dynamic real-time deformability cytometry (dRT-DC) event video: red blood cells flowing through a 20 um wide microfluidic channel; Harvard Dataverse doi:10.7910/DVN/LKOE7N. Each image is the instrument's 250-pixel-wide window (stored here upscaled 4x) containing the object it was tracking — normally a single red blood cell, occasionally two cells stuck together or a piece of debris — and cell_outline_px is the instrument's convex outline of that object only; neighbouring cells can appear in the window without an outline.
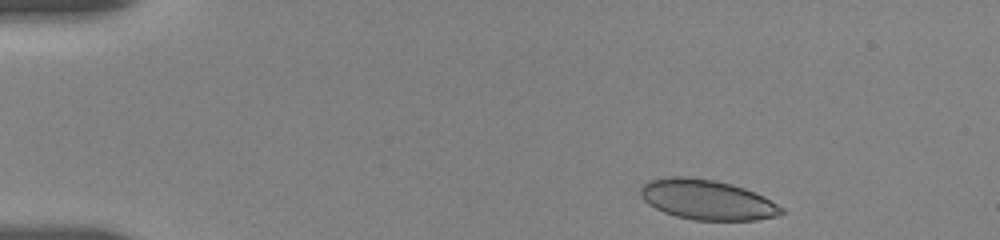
{"species": "human", "species_latin": "Homo sapiens", "temperature_condition": "room temperature", "stored_images_in_passage": 49, "camera_frame_rate_fps": 3000, "um_per_image_px": 0.085, "donor": {"sex": "female"}, "frame": {"image": 1, "passage_image": 1, "time_ms": 0.0, "image_size_px": [1000, 240], "cell_outline_px": [[784, 212], [776, 216], [756, 220], [692, 220], [676, 216], [664, 212], [648, 204], [640, 196], [640, 188], [648, 180], [668, 176], [688, 176], [716, 180], [732, 184], [744, 188], [764, 196], [784, 208]], "centroid_in_image_um": [60.08, 16.96], "position_along_channel_um": 24.9, "area_um2": 33.06}}
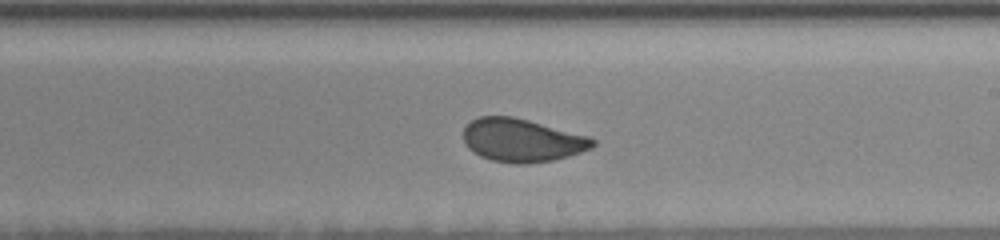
{"frame": {"image": 2, "passage_image": 23, "time_ms": 8.333, "image_size_px": [1000, 240], "cell_outline_px": [[596, 144], [592, 148], [568, 156], [552, 160], [524, 164], [516, 164], [492, 160], [480, 156], [472, 152], [464, 144], [464, 128], [472, 120], [480, 116], [512, 116], [528, 120], [588, 136], [596, 140]], "centroid_in_image_um": [44.35, 11.93], "position_along_channel_um": 244.6, "area_um2": 32.43}}
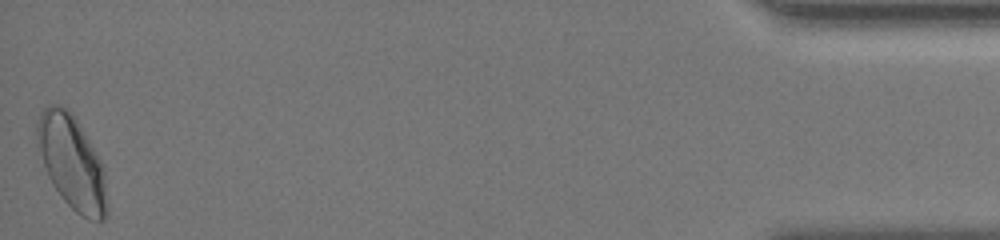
{"frame": {"image": 3, "passage_image": 49, "time_ms": 15.667, "image_size_px": [1000, 240], "cell_outline_px": [[108, 212], [104, 220], [92, 220], [80, 216], [64, 200], [52, 184], [48, 176], [44, 164], [36, 136], [36, 124], [40, 112], [48, 104], [56, 104], [68, 108], [72, 112], [104, 164], [108, 204]], "centroid_in_image_um": [6.14, 13.8], "position_along_channel_um": 429.1, "area_um2": 38.44}, "authors_computed_cell_mechanics": {"area_um2": 32.946, "velocity_mm_per_s": 3.6468, "shape_relaxation_time_tau1_ms": 3.1599, "shape_relaxation_time_tau2_ms": null, "deformation_change_tau1": 0.1012, "deformation_change_tau2": null}}